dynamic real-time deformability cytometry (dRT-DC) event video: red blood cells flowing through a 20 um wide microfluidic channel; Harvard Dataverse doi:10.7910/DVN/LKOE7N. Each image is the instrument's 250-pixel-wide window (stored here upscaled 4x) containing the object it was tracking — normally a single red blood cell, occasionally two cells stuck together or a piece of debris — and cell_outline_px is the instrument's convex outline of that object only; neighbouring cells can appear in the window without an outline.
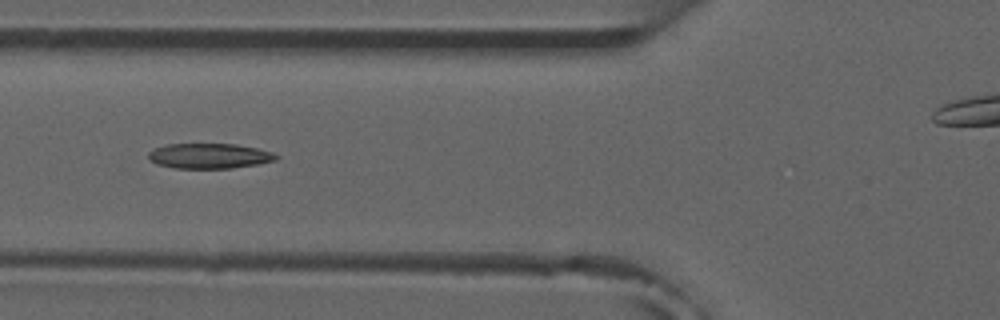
{"species": "common noctule bat (a hibernating species)", "species_latin": "Nyctalus noctula", "temperature_condition": "room temperature", "stored_images_in_passage": 7, "camera_frame_rate_fps": 3000, "um_per_image_px": 0.085, "animal": {"sex": "male", "forearm_length_mm": 52.5}, "frame": {"image": 1, "passage_image": 5, "time_ms": 5.333, "image_size_px": [1000, 320], "cell_outline_px": [[280, 156], [276, 160], [256, 164], [232, 168], [176, 168], [156, 164], [148, 156], [148, 152], [164, 144], [236, 144], [256, 148], [272, 152]], "centroid_in_image_um": [17.8, 13.25], "position_along_channel_um": 108.0, "area_um2": 18.61}}
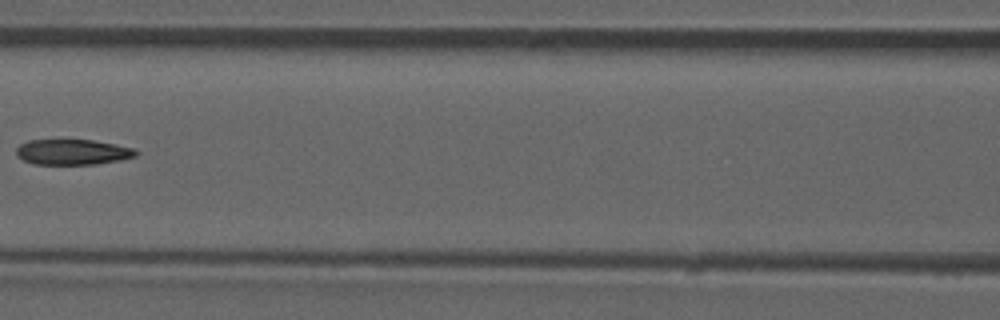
{"frame": {"image": 2, "passage_image": 6, "time_ms": 6.667, "image_size_px": [1000, 320], "cell_outline_px": [[140, 152], [136, 156], [120, 160], [96, 164], [32, 164], [16, 156], [16, 148], [20, 144], [28, 140], [92, 140], [116, 144], [132, 148]], "centroid_in_image_um": [6.16, 12.92], "position_along_channel_um": 160.4, "area_um2": 17.8}}